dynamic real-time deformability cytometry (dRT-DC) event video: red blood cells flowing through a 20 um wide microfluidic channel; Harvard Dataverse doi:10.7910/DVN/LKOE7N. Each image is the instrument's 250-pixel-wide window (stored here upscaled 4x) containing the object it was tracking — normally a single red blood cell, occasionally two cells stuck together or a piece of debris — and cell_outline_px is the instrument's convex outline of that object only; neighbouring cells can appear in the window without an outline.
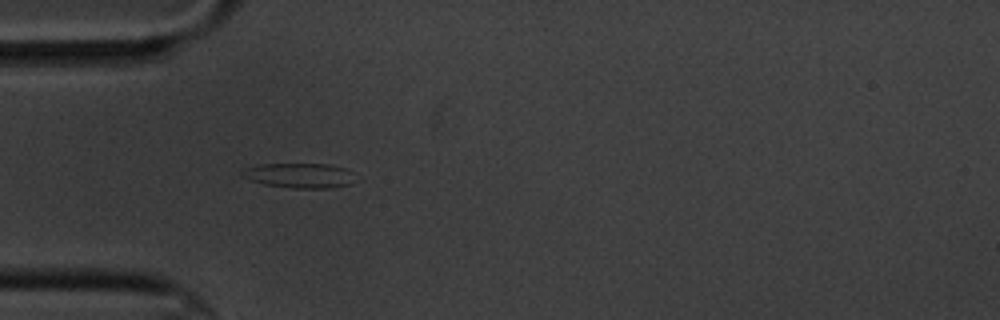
{"species": "common noctule bat (a hibernating species)", "species_latin": "Nyctalus noctula", "temperature_condition": "cold", "stored_images_in_passage": 3, "camera_frame_rate_fps": 3000, "um_per_image_px": 0.085, "animal": {"sex": "male", "body_mass_g": 20.1, "forearm_length_mm": 53.5}, "frame": {"image": 1, "passage_image": 1, "time_ms": 0.0, "image_size_px": [1000, 320], "cell_outline_px": [[348, 184], [328, 188], [292, 188], [264, 184], [252, 180], [244, 176], [240, 172], [244, 168], [260, 164], [328, 164], [344, 168], [348, 172]], "centroid_in_image_um": [25.32, 14.91], "position_along_channel_um": 59.7, "area_um2": 15.72}}
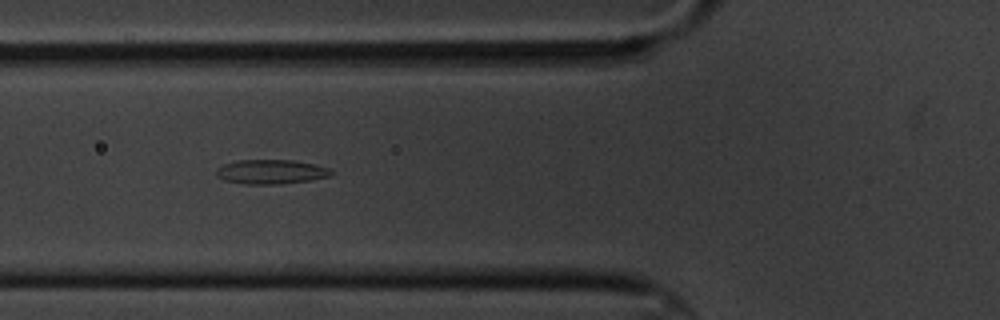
{"frame": {"image": 2, "passage_image": 2, "time_ms": 1.333, "image_size_px": [1000, 320], "cell_outline_px": [[332, 176], [312, 180], [280, 184], [244, 184], [224, 180], [216, 176], [216, 168], [224, 164], [236, 160], [296, 160], [316, 164], [328, 168], [332, 172]], "centroid_in_image_um": [23.04, 14.6], "position_along_channel_um": 102.8, "area_um2": 16.53}}
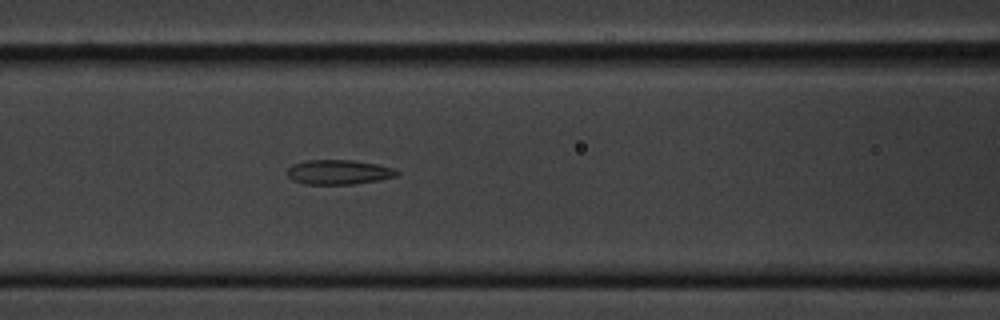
{"frame": {"image": 3, "passage_image": 3, "time_ms": 2.333, "image_size_px": [1000, 320], "cell_outline_px": [[400, 172], [396, 176], [380, 180], [352, 184], [304, 184], [292, 180], [288, 176], [288, 168], [292, 164], [304, 160], [352, 160], [376, 164], [392, 168]], "centroid_in_image_um": [28.76, 14.63], "position_along_channel_um": 137.8, "area_um2": 15.72}}